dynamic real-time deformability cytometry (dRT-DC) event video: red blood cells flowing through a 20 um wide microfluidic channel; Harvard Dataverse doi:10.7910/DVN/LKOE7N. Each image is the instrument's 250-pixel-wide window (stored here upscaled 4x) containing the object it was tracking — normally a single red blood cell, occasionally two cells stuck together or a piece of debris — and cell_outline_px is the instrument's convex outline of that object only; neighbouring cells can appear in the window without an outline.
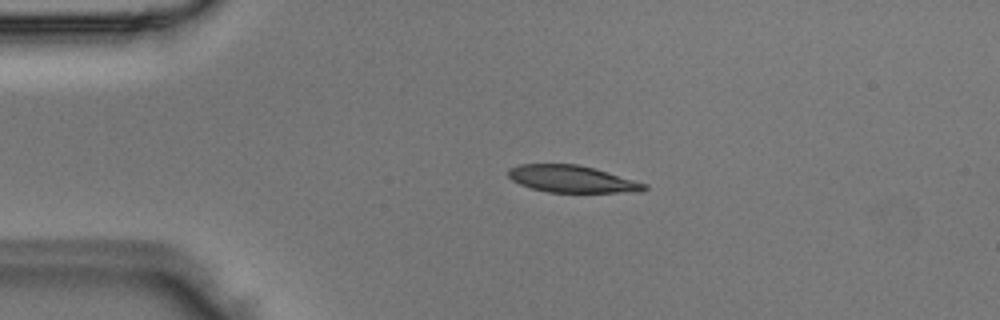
{"species": "Egyptian fruit bat (a non-hibernating species)", "species_latin": "Rousettus aegyptiacus", "temperature_condition": "room temperature", "stored_images_in_passage": 4, "camera_frame_rate_fps": 3000, "um_per_image_px": 0.085, "animal": {"sex": "male"}, "frame": {"image": 1, "passage_image": 3, "time_ms": 0.667, "image_size_px": [1000, 320], "cell_outline_px": [[648, 188], [640, 192], [548, 192], [532, 188], [520, 184], [512, 180], [508, 176], [508, 168], [520, 164], [576, 164], [596, 168], [648, 184]], "centroid_in_image_um": [48.64, 15.21], "position_along_channel_um": 36.4, "area_um2": 21.5}}